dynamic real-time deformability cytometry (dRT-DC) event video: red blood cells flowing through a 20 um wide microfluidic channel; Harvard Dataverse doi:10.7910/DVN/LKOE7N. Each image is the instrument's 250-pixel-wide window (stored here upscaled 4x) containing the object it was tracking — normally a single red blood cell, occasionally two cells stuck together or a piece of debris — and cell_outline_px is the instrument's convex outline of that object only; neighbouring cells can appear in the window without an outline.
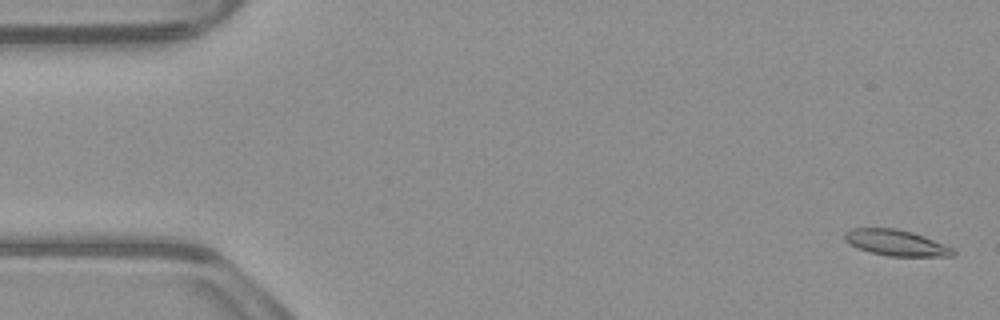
{"species": "common noctule bat (a hibernating species)", "species_latin": "Nyctalus noctula", "temperature_condition": "warm", "stored_images_in_passage": 54, "camera_frame_rate_fps": 3000, "um_per_image_px": 0.085, "animal": {"sex": "male", "body_mass_g": 23.1, "forearm_length_mm": 52.7}, "frame": {"image": 1, "passage_image": 2, "time_ms": 0.333, "image_size_px": [1000, 320], "cell_outline_px": [[956, 256], [888, 256], [872, 252], [860, 248], [844, 240], [844, 232], [852, 228], [896, 228], [912, 232], [924, 236], [944, 244], [952, 248], [956, 252]], "centroid_in_image_um": [76.19, 20.63], "position_along_channel_um": 8.8, "area_um2": 16.24}}
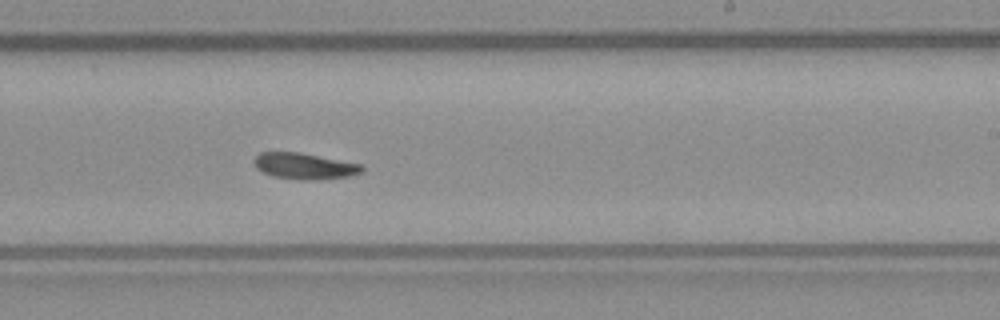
{"frame": {"image": 2, "passage_image": 32, "time_ms": 10.333, "image_size_px": [1000, 320], "cell_outline_px": [[364, 172], [348, 176], [316, 180], [300, 180], [272, 176], [256, 168], [252, 160], [260, 152], [300, 152], [360, 164], [364, 168]], "centroid_in_image_um": [25.86, 14.12], "position_along_channel_um": 263.1, "area_um2": 16.47}}
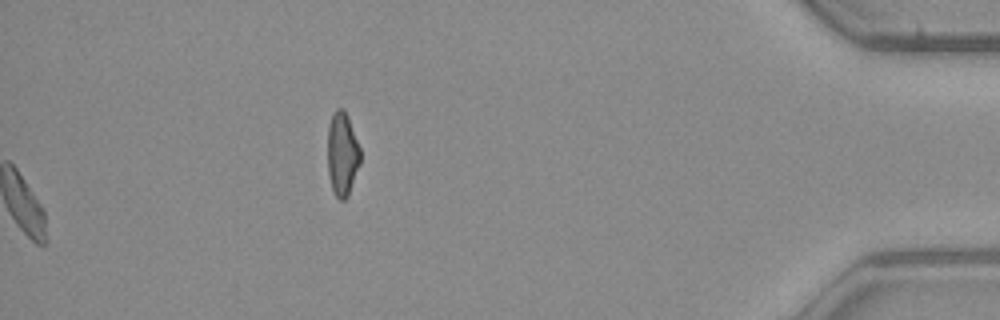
{"frame": {"image": 3, "passage_image": 54, "time_ms": 17.667, "image_size_px": [1000, 320], "cell_outline_px": [[360, 164], [348, 196], [344, 200], [340, 200], [336, 196], [332, 188], [328, 172], [328, 128], [332, 112], [336, 108], [344, 108], [348, 116], [360, 148]], "centroid_in_image_um": [29.09, 13.06], "position_along_channel_um": 406.1, "area_um2": 16.01}}